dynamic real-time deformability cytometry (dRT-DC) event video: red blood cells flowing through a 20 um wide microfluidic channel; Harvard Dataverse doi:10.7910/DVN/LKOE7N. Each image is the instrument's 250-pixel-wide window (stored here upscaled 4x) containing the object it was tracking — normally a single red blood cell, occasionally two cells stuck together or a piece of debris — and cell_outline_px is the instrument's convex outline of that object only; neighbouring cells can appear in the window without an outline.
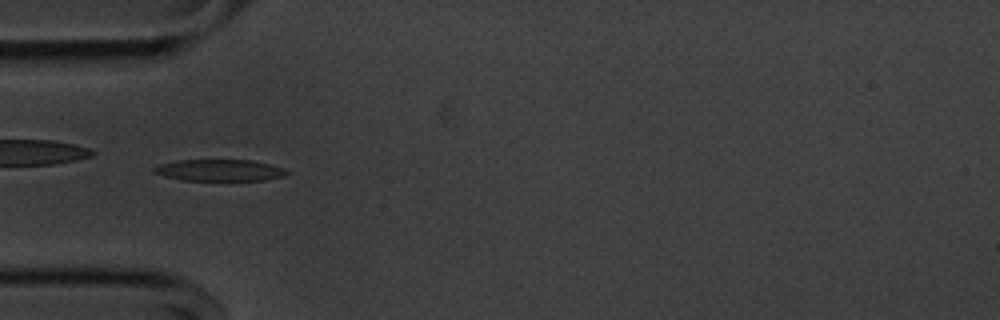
{"species": "common noctule bat (a hibernating species)", "species_latin": "Nyctalus noctula", "temperature_condition": "cold", "stored_images_in_passage": 53, "camera_frame_rate_fps": 3000, "um_per_image_px": 0.085, "animal": {"sex": "male", "body_mass_g": 20.1, "forearm_length_mm": 53.5}, "frame": {"image": 1, "passage_image": 16, "time_ms": 5.0, "image_size_px": [1000, 320], "cell_outline_px": [[288, 172], [280, 176], [264, 180], [180, 180], [164, 176], [152, 172], [152, 168], [160, 164], [176, 160], [252, 160], [284, 168]], "centroid_in_image_um": [18.58, 14.46], "position_along_channel_um": 66.4, "area_um2": 16.53}}
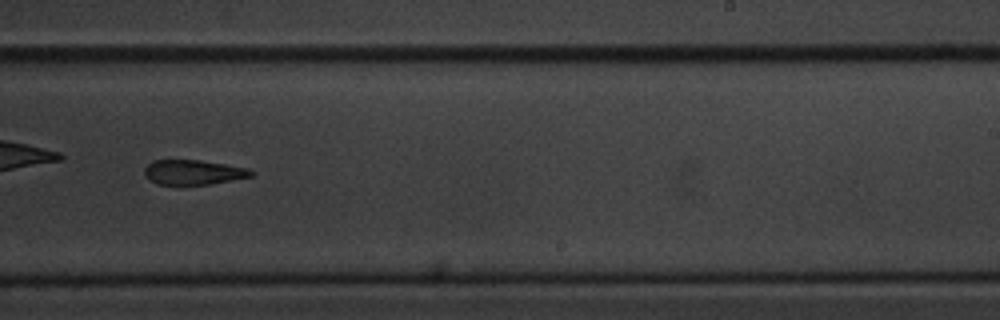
{"frame": {"image": 2, "passage_image": 33, "time_ms": 10.667, "image_size_px": [1000, 320], "cell_outline_px": [[256, 172], [252, 176], [208, 184], [156, 184], [144, 176], [144, 168], [152, 160], [200, 160], [248, 168]], "centroid_in_image_um": [16.4, 14.63], "position_along_channel_um": 272.6, "area_um2": 15.32}}
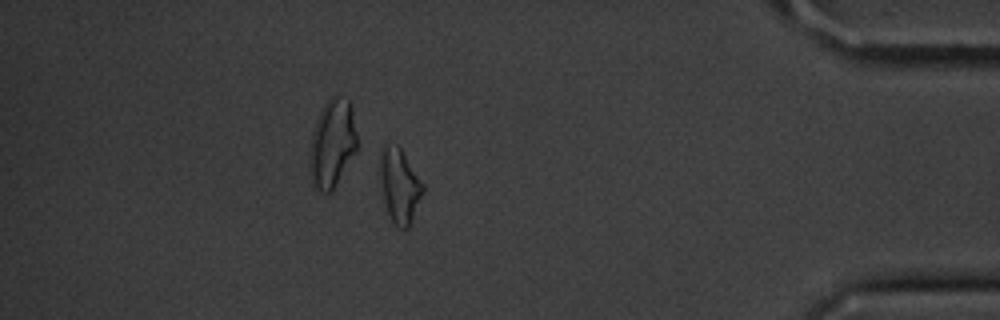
{"frame": {"image": 3, "passage_image": 47, "time_ms": 15.333, "image_size_px": [1000, 320], "cell_outline_px": [[424, 192], [408, 228], [400, 228], [392, 220], [388, 212], [384, 200], [380, 172], [380, 152], [384, 144], [396, 144], [400, 148], [424, 184]], "centroid_in_image_um": [33.97, 15.75], "position_along_channel_um": 401.2, "area_um2": 18.21}, "authors_computed_cell_mechanics": {"area_um2": 17.34, "velocity_mm_per_s": 3.6388, "shape_relaxation_time_tau1_ms": 3.2759, "shape_relaxation_time_tau2_ms": 4.9842, "deformation_change_tau1": 0.1405, "deformation_change_tau2": 0.1673}}